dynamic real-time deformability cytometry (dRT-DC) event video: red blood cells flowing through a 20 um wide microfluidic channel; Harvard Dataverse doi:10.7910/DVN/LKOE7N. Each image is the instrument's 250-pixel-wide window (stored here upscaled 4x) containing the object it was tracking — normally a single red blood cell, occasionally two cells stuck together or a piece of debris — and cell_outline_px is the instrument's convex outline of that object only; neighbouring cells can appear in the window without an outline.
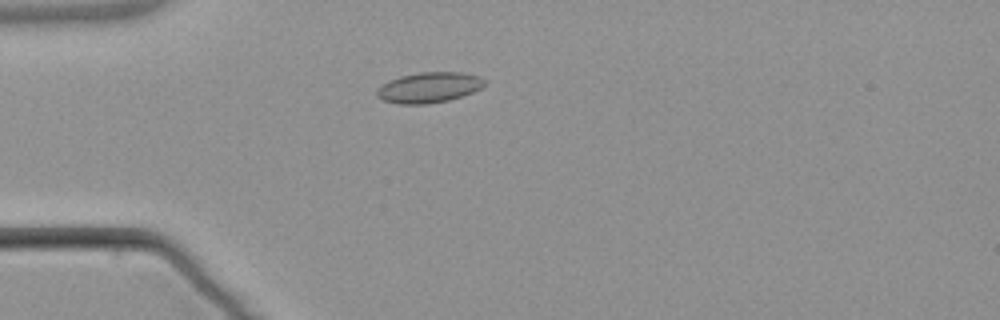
{"species": "common noctule bat (a hibernating species)", "species_latin": "Nyctalus noctula", "temperature_condition": "warm", "stored_images_in_passage": 4, "camera_frame_rate_fps": 3000, "um_per_image_px": 0.085, "animal": {"sex": "male", "body_mass_g": 21.5, "forearm_length_mm": 52.0}, "frame": {"image": 1, "passage_image": 4, "time_ms": 3.667, "image_size_px": [1000, 320], "cell_outline_px": [[488, 80], [480, 88], [472, 92], [448, 100], [428, 104], [400, 104], [384, 100], [376, 96], [376, 92], [388, 80], [400, 76], [420, 72], [464, 72], [480, 76]], "centroid_in_image_um": [36.49, 7.42], "position_along_channel_um": 48.5, "area_um2": 19.07}}